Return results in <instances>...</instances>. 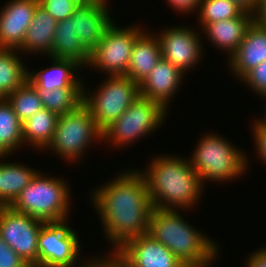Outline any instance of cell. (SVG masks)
<instances>
[{"label":"cell","mask_w":266,"mask_h":267,"mask_svg":"<svg viewBox=\"0 0 266 267\" xmlns=\"http://www.w3.org/2000/svg\"><path fill=\"white\" fill-rule=\"evenodd\" d=\"M0 267H30L0 237Z\"/></svg>","instance_id":"1f68e13d"},{"label":"cell","mask_w":266,"mask_h":267,"mask_svg":"<svg viewBox=\"0 0 266 267\" xmlns=\"http://www.w3.org/2000/svg\"><path fill=\"white\" fill-rule=\"evenodd\" d=\"M145 30L134 42L127 77L140 85L162 58L159 39Z\"/></svg>","instance_id":"ffe728a7"},{"label":"cell","mask_w":266,"mask_h":267,"mask_svg":"<svg viewBox=\"0 0 266 267\" xmlns=\"http://www.w3.org/2000/svg\"><path fill=\"white\" fill-rule=\"evenodd\" d=\"M6 99L22 123L43 108L36 89L28 81L9 94Z\"/></svg>","instance_id":"83f0119b"},{"label":"cell","mask_w":266,"mask_h":267,"mask_svg":"<svg viewBox=\"0 0 266 267\" xmlns=\"http://www.w3.org/2000/svg\"><path fill=\"white\" fill-rule=\"evenodd\" d=\"M92 204L100 215L103 231L114 254L127 241L148 232L153 205L145 177L128 169L91 191Z\"/></svg>","instance_id":"6da1fadb"},{"label":"cell","mask_w":266,"mask_h":267,"mask_svg":"<svg viewBox=\"0 0 266 267\" xmlns=\"http://www.w3.org/2000/svg\"><path fill=\"white\" fill-rule=\"evenodd\" d=\"M58 116L43 107L25 120L22 123L23 143L35 149L47 150L54 136Z\"/></svg>","instance_id":"cb8c5ba5"},{"label":"cell","mask_w":266,"mask_h":267,"mask_svg":"<svg viewBox=\"0 0 266 267\" xmlns=\"http://www.w3.org/2000/svg\"><path fill=\"white\" fill-rule=\"evenodd\" d=\"M253 13L244 11L239 17L208 23L202 30L208 43L223 49L230 57L243 41L248 26L253 22Z\"/></svg>","instance_id":"d6986e66"},{"label":"cell","mask_w":266,"mask_h":267,"mask_svg":"<svg viewBox=\"0 0 266 267\" xmlns=\"http://www.w3.org/2000/svg\"><path fill=\"white\" fill-rule=\"evenodd\" d=\"M107 1L99 4L81 3L72 15L75 34L89 51L99 43L113 23Z\"/></svg>","instance_id":"9a60e30c"},{"label":"cell","mask_w":266,"mask_h":267,"mask_svg":"<svg viewBox=\"0 0 266 267\" xmlns=\"http://www.w3.org/2000/svg\"><path fill=\"white\" fill-rule=\"evenodd\" d=\"M136 25L121 28L113 22L90 51L89 62L85 67L101 69L108 76H126L134 42L144 31Z\"/></svg>","instance_id":"9c48e42d"},{"label":"cell","mask_w":266,"mask_h":267,"mask_svg":"<svg viewBox=\"0 0 266 267\" xmlns=\"http://www.w3.org/2000/svg\"><path fill=\"white\" fill-rule=\"evenodd\" d=\"M114 255L127 267H183L184 264L148 233L127 241Z\"/></svg>","instance_id":"4fadbf2b"},{"label":"cell","mask_w":266,"mask_h":267,"mask_svg":"<svg viewBox=\"0 0 266 267\" xmlns=\"http://www.w3.org/2000/svg\"><path fill=\"white\" fill-rule=\"evenodd\" d=\"M193 151L189 160L203 185L206 181L225 182L240 178L249 166L243 150L215 133L204 135Z\"/></svg>","instance_id":"5b68a950"},{"label":"cell","mask_w":266,"mask_h":267,"mask_svg":"<svg viewBox=\"0 0 266 267\" xmlns=\"http://www.w3.org/2000/svg\"><path fill=\"white\" fill-rule=\"evenodd\" d=\"M68 222H47L42 225L38 238L39 267L79 266L81 244L77 231ZM83 262L79 267H91L93 259Z\"/></svg>","instance_id":"30bf717a"},{"label":"cell","mask_w":266,"mask_h":267,"mask_svg":"<svg viewBox=\"0 0 266 267\" xmlns=\"http://www.w3.org/2000/svg\"><path fill=\"white\" fill-rule=\"evenodd\" d=\"M167 113V109L159 101L139 95L118 119L102 131V141H110V144L122 149L156 131L165 122Z\"/></svg>","instance_id":"52a82bcc"},{"label":"cell","mask_w":266,"mask_h":267,"mask_svg":"<svg viewBox=\"0 0 266 267\" xmlns=\"http://www.w3.org/2000/svg\"><path fill=\"white\" fill-rule=\"evenodd\" d=\"M231 1L240 6L244 11L250 13L255 12L258 4V0H231Z\"/></svg>","instance_id":"74e56055"},{"label":"cell","mask_w":266,"mask_h":267,"mask_svg":"<svg viewBox=\"0 0 266 267\" xmlns=\"http://www.w3.org/2000/svg\"><path fill=\"white\" fill-rule=\"evenodd\" d=\"M80 3H94V4H99L102 3L106 0H78Z\"/></svg>","instance_id":"f35d334b"},{"label":"cell","mask_w":266,"mask_h":267,"mask_svg":"<svg viewBox=\"0 0 266 267\" xmlns=\"http://www.w3.org/2000/svg\"><path fill=\"white\" fill-rule=\"evenodd\" d=\"M156 36L159 39L162 58L171 62L184 74L200 62L203 51L201 37L192 27L165 28Z\"/></svg>","instance_id":"7c38bea8"},{"label":"cell","mask_w":266,"mask_h":267,"mask_svg":"<svg viewBox=\"0 0 266 267\" xmlns=\"http://www.w3.org/2000/svg\"><path fill=\"white\" fill-rule=\"evenodd\" d=\"M45 222L0 206V237L30 267H39L38 238Z\"/></svg>","instance_id":"8fae6325"},{"label":"cell","mask_w":266,"mask_h":267,"mask_svg":"<svg viewBox=\"0 0 266 267\" xmlns=\"http://www.w3.org/2000/svg\"><path fill=\"white\" fill-rule=\"evenodd\" d=\"M38 0H9L0 10V48L19 49Z\"/></svg>","instance_id":"5bb4252c"},{"label":"cell","mask_w":266,"mask_h":267,"mask_svg":"<svg viewBox=\"0 0 266 267\" xmlns=\"http://www.w3.org/2000/svg\"><path fill=\"white\" fill-rule=\"evenodd\" d=\"M253 125L251 127L253 131L251 132L253 133L252 137L256 144L255 149H257L258 157L266 164V128L258 120H254Z\"/></svg>","instance_id":"d6a6232c"},{"label":"cell","mask_w":266,"mask_h":267,"mask_svg":"<svg viewBox=\"0 0 266 267\" xmlns=\"http://www.w3.org/2000/svg\"><path fill=\"white\" fill-rule=\"evenodd\" d=\"M250 257V258H249ZM247 258L246 267H266V246L250 254Z\"/></svg>","instance_id":"d590c367"},{"label":"cell","mask_w":266,"mask_h":267,"mask_svg":"<svg viewBox=\"0 0 266 267\" xmlns=\"http://www.w3.org/2000/svg\"><path fill=\"white\" fill-rule=\"evenodd\" d=\"M99 258V259H98ZM93 257V263L91 267H127L123 264L114 254L109 253V255L99 257Z\"/></svg>","instance_id":"e575fe53"},{"label":"cell","mask_w":266,"mask_h":267,"mask_svg":"<svg viewBox=\"0 0 266 267\" xmlns=\"http://www.w3.org/2000/svg\"><path fill=\"white\" fill-rule=\"evenodd\" d=\"M266 102V97L263 98ZM264 118H260V120L258 119V121L266 128V113L265 116H263Z\"/></svg>","instance_id":"ab89813d"},{"label":"cell","mask_w":266,"mask_h":267,"mask_svg":"<svg viewBox=\"0 0 266 267\" xmlns=\"http://www.w3.org/2000/svg\"><path fill=\"white\" fill-rule=\"evenodd\" d=\"M22 122L6 98H0V156H9L23 146Z\"/></svg>","instance_id":"484cf974"},{"label":"cell","mask_w":266,"mask_h":267,"mask_svg":"<svg viewBox=\"0 0 266 267\" xmlns=\"http://www.w3.org/2000/svg\"><path fill=\"white\" fill-rule=\"evenodd\" d=\"M253 19L257 24L266 27V0H258Z\"/></svg>","instance_id":"8d00e7d4"},{"label":"cell","mask_w":266,"mask_h":267,"mask_svg":"<svg viewBox=\"0 0 266 267\" xmlns=\"http://www.w3.org/2000/svg\"><path fill=\"white\" fill-rule=\"evenodd\" d=\"M183 267H206V266H198V265H184Z\"/></svg>","instance_id":"60d3db41"},{"label":"cell","mask_w":266,"mask_h":267,"mask_svg":"<svg viewBox=\"0 0 266 267\" xmlns=\"http://www.w3.org/2000/svg\"><path fill=\"white\" fill-rule=\"evenodd\" d=\"M72 16L57 23L54 33L50 57L56 59H71L86 66L89 62L90 51L83 45L75 34Z\"/></svg>","instance_id":"7402d4cb"},{"label":"cell","mask_w":266,"mask_h":267,"mask_svg":"<svg viewBox=\"0 0 266 267\" xmlns=\"http://www.w3.org/2000/svg\"><path fill=\"white\" fill-rule=\"evenodd\" d=\"M66 182L63 178L43 175L39 170L10 207L45 223L68 220L71 188Z\"/></svg>","instance_id":"277c9868"},{"label":"cell","mask_w":266,"mask_h":267,"mask_svg":"<svg viewBox=\"0 0 266 267\" xmlns=\"http://www.w3.org/2000/svg\"><path fill=\"white\" fill-rule=\"evenodd\" d=\"M45 109L58 115L77 109L83 103V88H35Z\"/></svg>","instance_id":"4316f807"},{"label":"cell","mask_w":266,"mask_h":267,"mask_svg":"<svg viewBox=\"0 0 266 267\" xmlns=\"http://www.w3.org/2000/svg\"><path fill=\"white\" fill-rule=\"evenodd\" d=\"M98 140L102 142V131L82 103L77 109L58 116L53 139L47 148L71 163L78 161L91 143Z\"/></svg>","instance_id":"8992f818"},{"label":"cell","mask_w":266,"mask_h":267,"mask_svg":"<svg viewBox=\"0 0 266 267\" xmlns=\"http://www.w3.org/2000/svg\"><path fill=\"white\" fill-rule=\"evenodd\" d=\"M19 54L17 49L0 48V98H6L27 81L28 69Z\"/></svg>","instance_id":"d4e9b609"},{"label":"cell","mask_w":266,"mask_h":267,"mask_svg":"<svg viewBox=\"0 0 266 267\" xmlns=\"http://www.w3.org/2000/svg\"><path fill=\"white\" fill-rule=\"evenodd\" d=\"M178 212L153 208L147 233L165 245L184 265L211 266L219 257L218 245L195 230Z\"/></svg>","instance_id":"3957f363"},{"label":"cell","mask_w":266,"mask_h":267,"mask_svg":"<svg viewBox=\"0 0 266 267\" xmlns=\"http://www.w3.org/2000/svg\"><path fill=\"white\" fill-rule=\"evenodd\" d=\"M39 5L46 10L57 22L73 15L80 6L78 0H38Z\"/></svg>","instance_id":"f546056e"},{"label":"cell","mask_w":266,"mask_h":267,"mask_svg":"<svg viewBox=\"0 0 266 267\" xmlns=\"http://www.w3.org/2000/svg\"><path fill=\"white\" fill-rule=\"evenodd\" d=\"M5 157L0 156V206H10L38 172L17 162H1Z\"/></svg>","instance_id":"603a6c76"},{"label":"cell","mask_w":266,"mask_h":267,"mask_svg":"<svg viewBox=\"0 0 266 267\" xmlns=\"http://www.w3.org/2000/svg\"><path fill=\"white\" fill-rule=\"evenodd\" d=\"M197 12L203 29L208 23L239 17L244 10L231 0H201Z\"/></svg>","instance_id":"f1b7e54d"},{"label":"cell","mask_w":266,"mask_h":267,"mask_svg":"<svg viewBox=\"0 0 266 267\" xmlns=\"http://www.w3.org/2000/svg\"><path fill=\"white\" fill-rule=\"evenodd\" d=\"M57 21L39 4L37 5L32 21L26 31L24 41L18 49L20 53L25 54H51L54 33L57 27Z\"/></svg>","instance_id":"44dd1931"},{"label":"cell","mask_w":266,"mask_h":267,"mask_svg":"<svg viewBox=\"0 0 266 267\" xmlns=\"http://www.w3.org/2000/svg\"><path fill=\"white\" fill-rule=\"evenodd\" d=\"M52 60L51 66L38 72L28 71L27 81L34 88L57 89V88H83L85 81L77 76V70L82 69L81 65L71 59ZM83 82V83H82Z\"/></svg>","instance_id":"ac0fdd59"},{"label":"cell","mask_w":266,"mask_h":267,"mask_svg":"<svg viewBox=\"0 0 266 267\" xmlns=\"http://www.w3.org/2000/svg\"><path fill=\"white\" fill-rule=\"evenodd\" d=\"M164 156H155L148 168L140 170L145 177L153 208L192 209L205 188L201 178L189 158Z\"/></svg>","instance_id":"7a4b0ae2"},{"label":"cell","mask_w":266,"mask_h":267,"mask_svg":"<svg viewBox=\"0 0 266 267\" xmlns=\"http://www.w3.org/2000/svg\"><path fill=\"white\" fill-rule=\"evenodd\" d=\"M201 0H167L169 5L177 12L189 14L198 10Z\"/></svg>","instance_id":"836d02e7"},{"label":"cell","mask_w":266,"mask_h":267,"mask_svg":"<svg viewBox=\"0 0 266 267\" xmlns=\"http://www.w3.org/2000/svg\"><path fill=\"white\" fill-rule=\"evenodd\" d=\"M228 67L236 78L241 79L266 60V27L254 20L248 26L243 41L229 57Z\"/></svg>","instance_id":"2e32d148"},{"label":"cell","mask_w":266,"mask_h":267,"mask_svg":"<svg viewBox=\"0 0 266 267\" xmlns=\"http://www.w3.org/2000/svg\"><path fill=\"white\" fill-rule=\"evenodd\" d=\"M93 94L83 86V104L103 131L139 97V85L127 76H107Z\"/></svg>","instance_id":"ba28073f"},{"label":"cell","mask_w":266,"mask_h":267,"mask_svg":"<svg viewBox=\"0 0 266 267\" xmlns=\"http://www.w3.org/2000/svg\"><path fill=\"white\" fill-rule=\"evenodd\" d=\"M183 75L171 62L161 58L139 85L140 96L159 101L168 110L170 99L179 91Z\"/></svg>","instance_id":"e0dca14e"},{"label":"cell","mask_w":266,"mask_h":267,"mask_svg":"<svg viewBox=\"0 0 266 267\" xmlns=\"http://www.w3.org/2000/svg\"><path fill=\"white\" fill-rule=\"evenodd\" d=\"M248 88H250L261 99L266 97V60L249 71L242 79Z\"/></svg>","instance_id":"4dcf8cb0"}]
</instances>
